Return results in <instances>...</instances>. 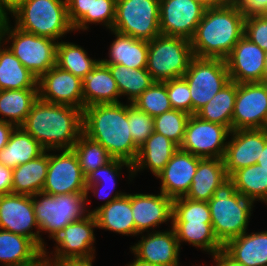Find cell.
<instances>
[{"instance_id":"cell-1","label":"cell","mask_w":267,"mask_h":266,"mask_svg":"<svg viewBox=\"0 0 267 266\" xmlns=\"http://www.w3.org/2000/svg\"><path fill=\"white\" fill-rule=\"evenodd\" d=\"M83 110L38 100L20 126L40 145L52 152L72 149L83 133Z\"/></svg>"},{"instance_id":"cell-2","label":"cell","mask_w":267,"mask_h":266,"mask_svg":"<svg viewBox=\"0 0 267 266\" xmlns=\"http://www.w3.org/2000/svg\"><path fill=\"white\" fill-rule=\"evenodd\" d=\"M83 134L100 143L114 159L133 164L139 147L128 124V104H95L83 109Z\"/></svg>"},{"instance_id":"cell-3","label":"cell","mask_w":267,"mask_h":266,"mask_svg":"<svg viewBox=\"0 0 267 266\" xmlns=\"http://www.w3.org/2000/svg\"><path fill=\"white\" fill-rule=\"evenodd\" d=\"M245 17L237 3L206 8L190 40L194 57L225 60L244 36Z\"/></svg>"},{"instance_id":"cell-4","label":"cell","mask_w":267,"mask_h":266,"mask_svg":"<svg viewBox=\"0 0 267 266\" xmlns=\"http://www.w3.org/2000/svg\"><path fill=\"white\" fill-rule=\"evenodd\" d=\"M254 203L237 192L230 178L214 191L208 206L214 235L222 245L247 232Z\"/></svg>"},{"instance_id":"cell-5","label":"cell","mask_w":267,"mask_h":266,"mask_svg":"<svg viewBox=\"0 0 267 266\" xmlns=\"http://www.w3.org/2000/svg\"><path fill=\"white\" fill-rule=\"evenodd\" d=\"M12 15L18 29L57 42L74 31L68 18L66 0H24Z\"/></svg>"},{"instance_id":"cell-6","label":"cell","mask_w":267,"mask_h":266,"mask_svg":"<svg viewBox=\"0 0 267 266\" xmlns=\"http://www.w3.org/2000/svg\"><path fill=\"white\" fill-rule=\"evenodd\" d=\"M32 204L40 233H48L51 239L90 211L86 208V193L51 195L41 191L32 196Z\"/></svg>"},{"instance_id":"cell-7","label":"cell","mask_w":267,"mask_h":266,"mask_svg":"<svg viewBox=\"0 0 267 266\" xmlns=\"http://www.w3.org/2000/svg\"><path fill=\"white\" fill-rule=\"evenodd\" d=\"M194 58L190 40L158 35L148 41L146 69L155 82L181 78Z\"/></svg>"},{"instance_id":"cell-8","label":"cell","mask_w":267,"mask_h":266,"mask_svg":"<svg viewBox=\"0 0 267 266\" xmlns=\"http://www.w3.org/2000/svg\"><path fill=\"white\" fill-rule=\"evenodd\" d=\"M8 28L0 39L12 43L9 49L37 79L56 65L57 41L45 36L24 32L17 27Z\"/></svg>"},{"instance_id":"cell-9","label":"cell","mask_w":267,"mask_h":266,"mask_svg":"<svg viewBox=\"0 0 267 266\" xmlns=\"http://www.w3.org/2000/svg\"><path fill=\"white\" fill-rule=\"evenodd\" d=\"M159 9L160 0H116L111 31L151 41L161 34Z\"/></svg>"},{"instance_id":"cell-10","label":"cell","mask_w":267,"mask_h":266,"mask_svg":"<svg viewBox=\"0 0 267 266\" xmlns=\"http://www.w3.org/2000/svg\"><path fill=\"white\" fill-rule=\"evenodd\" d=\"M192 99V115L205 106L231 80L223 59L194 57L184 74Z\"/></svg>"},{"instance_id":"cell-11","label":"cell","mask_w":267,"mask_h":266,"mask_svg":"<svg viewBox=\"0 0 267 266\" xmlns=\"http://www.w3.org/2000/svg\"><path fill=\"white\" fill-rule=\"evenodd\" d=\"M97 222L94 214H88L81 220L70 223L53 239L54 257L44 251V258L47 261L61 260H91L95 258V234Z\"/></svg>"},{"instance_id":"cell-12","label":"cell","mask_w":267,"mask_h":266,"mask_svg":"<svg viewBox=\"0 0 267 266\" xmlns=\"http://www.w3.org/2000/svg\"><path fill=\"white\" fill-rule=\"evenodd\" d=\"M230 133L231 130L222 124L190 115L179 149L202 159H223Z\"/></svg>"},{"instance_id":"cell-13","label":"cell","mask_w":267,"mask_h":266,"mask_svg":"<svg viewBox=\"0 0 267 266\" xmlns=\"http://www.w3.org/2000/svg\"><path fill=\"white\" fill-rule=\"evenodd\" d=\"M48 153V169L42 191L51 195L86 193V177L73 149ZM62 151V152H61Z\"/></svg>"},{"instance_id":"cell-14","label":"cell","mask_w":267,"mask_h":266,"mask_svg":"<svg viewBox=\"0 0 267 266\" xmlns=\"http://www.w3.org/2000/svg\"><path fill=\"white\" fill-rule=\"evenodd\" d=\"M0 229L30 238L43 252L47 249L40 235L31 195H0Z\"/></svg>"},{"instance_id":"cell-15","label":"cell","mask_w":267,"mask_h":266,"mask_svg":"<svg viewBox=\"0 0 267 266\" xmlns=\"http://www.w3.org/2000/svg\"><path fill=\"white\" fill-rule=\"evenodd\" d=\"M267 120V81L237 83L232 130L263 129Z\"/></svg>"},{"instance_id":"cell-16","label":"cell","mask_w":267,"mask_h":266,"mask_svg":"<svg viewBox=\"0 0 267 266\" xmlns=\"http://www.w3.org/2000/svg\"><path fill=\"white\" fill-rule=\"evenodd\" d=\"M205 10V6L194 0H160L161 34L191 40Z\"/></svg>"},{"instance_id":"cell-17","label":"cell","mask_w":267,"mask_h":266,"mask_svg":"<svg viewBox=\"0 0 267 266\" xmlns=\"http://www.w3.org/2000/svg\"><path fill=\"white\" fill-rule=\"evenodd\" d=\"M225 62L231 81H267V53L245 36L237 42Z\"/></svg>"},{"instance_id":"cell-18","label":"cell","mask_w":267,"mask_h":266,"mask_svg":"<svg viewBox=\"0 0 267 266\" xmlns=\"http://www.w3.org/2000/svg\"><path fill=\"white\" fill-rule=\"evenodd\" d=\"M37 85L40 100L83 110L82 79L69 71L55 65L38 79Z\"/></svg>"},{"instance_id":"cell-19","label":"cell","mask_w":267,"mask_h":266,"mask_svg":"<svg viewBox=\"0 0 267 266\" xmlns=\"http://www.w3.org/2000/svg\"><path fill=\"white\" fill-rule=\"evenodd\" d=\"M230 141H227L223 157L228 177L235 171L257 164L265 143L267 131L265 129L232 130Z\"/></svg>"},{"instance_id":"cell-20","label":"cell","mask_w":267,"mask_h":266,"mask_svg":"<svg viewBox=\"0 0 267 266\" xmlns=\"http://www.w3.org/2000/svg\"><path fill=\"white\" fill-rule=\"evenodd\" d=\"M140 238L141 240L130 247L134 257L154 265L180 266L181 247L172 226L167 231L155 230Z\"/></svg>"},{"instance_id":"cell-21","label":"cell","mask_w":267,"mask_h":266,"mask_svg":"<svg viewBox=\"0 0 267 266\" xmlns=\"http://www.w3.org/2000/svg\"><path fill=\"white\" fill-rule=\"evenodd\" d=\"M202 158L177 149L172 158L156 176L161 180L160 191L173 199L185 197Z\"/></svg>"},{"instance_id":"cell-22","label":"cell","mask_w":267,"mask_h":266,"mask_svg":"<svg viewBox=\"0 0 267 266\" xmlns=\"http://www.w3.org/2000/svg\"><path fill=\"white\" fill-rule=\"evenodd\" d=\"M172 202L160 191V194L131 193V207L135 222V236L157 226L172 221Z\"/></svg>"},{"instance_id":"cell-23","label":"cell","mask_w":267,"mask_h":266,"mask_svg":"<svg viewBox=\"0 0 267 266\" xmlns=\"http://www.w3.org/2000/svg\"><path fill=\"white\" fill-rule=\"evenodd\" d=\"M83 109L95 104L119 103L120 93L107 65L101 60L82 79Z\"/></svg>"},{"instance_id":"cell-24","label":"cell","mask_w":267,"mask_h":266,"mask_svg":"<svg viewBox=\"0 0 267 266\" xmlns=\"http://www.w3.org/2000/svg\"><path fill=\"white\" fill-rule=\"evenodd\" d=\"M89 214H94L97 228L122 235L135 236V222L132 214L131 194L129 193L104 206L96 207Z\"/></svg>"},{"instance_id":"cell-25","label":"cell","mask_w":267,"mask_h":266,"mask_svg":"<svg viewBox=\"0 0 267 266\" xmlns=\"http://www.w3.org/2000/svg\"><path fill=\"white\" fill-rule=\"evenodd\" d=\"M223 251L244 266H267V231L245 232L227 241Z\"/></svg>"},{"instance_id":"cell-26","label":"cell","mask_w":267,"mask_h":266,"mask_svg":"<svg viewBox=\"0 0 267 266\" xmlns=\"http://www.w3.org/2000/svg\"><path fill=\"white\" fill-rule=\"evenodd\" d=\"M44 252L30 239L0 229V263L2 266H32Z\"/></svg>"},{"instance_id":"cell-27","label":"cell","mask_w":267,"mask_h":266,"mask_svg":"<svg viewBox=\"0 0 267 266\" xmlns=\"http://www.w3.org/2000/svg\"><path fill=\"white\" fill-rule=\"evenodd\" d=\"M179 147L162 134L153 132L139 147L133 174L149 169L155 177L163 170Z\"/></svg>"},{"instance_id":"cell-28","label":"cell","mask_w":267,"mask_h":266,"mask_svg":"<svg viewBox=\"0 0 267 266\" xmlns=\"http://www.w3.org/2000/svg\"><path fill=\"white\" fill-rule=\"evenodd\" d=\"M229 177L221 158H203L199 161L190 190L185 198L208 202L214 191Z\"/></svg>"},{"instance_id":"cell-29","label":"cell","mask_w":267,"mask_h":266,"mask_svg":"<svg viewBox=\"0 0 267 266\" xmlns=\"http://www.w3.org/2000/svg\"><path fill=\"white\" fill-rule=\"evenodd\" d=\"M124 166L129 171V177L134 178L135 176L133 174L132 164L120 159H113L105 166L97 168L95 171H92L86 176V202H88L86 203V205H88L90 202L88 200V194L90 190L95 196L99 197V199H107L101 206H104L109 202L113 201L114 199L126 194L123 192L116 191L115 193H113V196L110 197L116 187V178L119 179V176L121 175V170Z\"/></svg>"},{"instance_id":"cell-30","label":"cell","mask_w":267,"mask_h":266,"mask_svg":"<svg viewBox=\"0 0 267 266\" xmlns=\"http://www.w3.org/2000/svg\"><path fill=\"white\" fill-rule=\"evenodd\" d=\"M116 38L109 48V59H101L104 64H121L127 68H146L148 41L135 39L115 31Z\"/></svg>"},{"instance_id":"cell-31","label":"cell","mask_w":267,"mask_h":266,"mask_svg":"<svg viewBox=\"0 0 267 266\" xmlns=\"http://www.w3.org/2000/svg\"><path fill=\"white\" fill-rule=\"evenodd\" d=\"M45 150L37 158L12 169L13 194L35 195L42 191L48 169V153Z\"/></svg>"},{"instance_id":"cell-32","label":"cell","mask_w":267,"mask_h":266,"mask_svg":"<svg viewBox=\"0 0 267 266\" xmlns=\"http://www.w3.org/2000/svg\"><path fill=\"white\" fill-rule=\"evenodd\" d=\"M45 149L22 127H15L11 133L7 145L0 151V164L15 169L37 158Z\"/></svg>"},{"instance_id":"cell-33","label":"cell","mask_w":267,"mask_h":266,"mask_svg":"<svg viewBox=\"0 0 267 266\" xmlns=\"http://www.w3.org/2000/svg\"><path fill=\"white\" fill-rule=\"evenodd\" d=\"M0 40V90L38 88V79ZM6 47V48H5Z\"/></svg>"},{"instance_id":"cell-34","label":"cell","mask_w":267,"mask_h":266,"mask_svg":"<svg viewBox=\"0 0 267 266\" xmlns=\"http://www.w3.org/2000/svg\"><path fill=\"white\" fill-rule=\"evenodd\" d=\"M38 98V88L0 90V119L21 126Z\"/></svg>"},{"instance_id":"cell-35","label":"cell","mask_w":267,"mask_h":266,"mask_svg":"<svg viewBox=\"0 0 267 266\" xmlns=\"http://www.w3.org/2000/svg\"><path fill=\"white\" fill-rule=\"evenodd\" d=\"M171 225L179 246L181 242H187L211 255L223 250V245L214 235L211 222H171Z\"/></svg>"},{"instance_id":"cell-36","label":"cell","mask_w":267,"mask_h":266,"mask_svg":"<svg viewBox=\"0 0 267 266\" xmlns=\"http://www.w3.org/2000/svg\"><path fill=\"white\" fill-rule=\"evenodd\" d=\"M115 79L120 96H127L128 103H133L155 81L146 68H127L121 64H105Z\"/></svg>"},{"instance_id":"cell-37","label":"cell","mask_w":267,"mask_h":266,"mask_svg":"<svg viewBox=\"0 0 267 266\" xmlns=\"http://www.w3.org/2000/svg\"><path fill=\"white\" fill-rule=\"evenodd\" d=\"M236 95L237 83L230 81L196 115L203 120L222 124L232 131Z\"/></svg>"},{"instance_id":"cell-38","label":"cell","mask_w":267,"mask_h":266,"mask_svg":"<svg viewBox=\"0 0 267 266\" xmlns=\"http://www.w3.org/2000/svg\"><path fill=\"white\" fill-rule=\"evenodd\" d=\"M243 197L267 204V171L254 164L235 171L229 177Z\"/></svg>"},{"instance_id":"cell-39","label":"cell","mask_w":267,"mask_h":266,"mask_svg":"<svg viewBox=\"0 0 267 266\" xmlns=\"http://www.w3.org/2000/svg\"><path fill=\"white\" fill-rule=\"evenodd\" d=\"M99 60L90 58L83 47L71 42H58L56 49V65L63 70L83 79L93 70Z\"/></svg>"},{"instance_id":"cell-40","label":"cell","mask_w":267,"mask_h":266,"mask_svg":"<svg viewBox=\"0 0 267 266\" xmlns=\"http://www.w3.org/2000/svg\"><path fill=\"white\" fill-rule=\"evenodd\" d=\"M72 149L79 159L80 167L85 177L114 159L100 143L90 139L83 133Z\"/></svg>"},{"instance_id":"cell-41","label":"cell","mask_w":267,"mask_h":266,"mask_svg":"<svg viewBox=\"0 0 267 266\" xmlns=\"http://www.w3.org/2000/svg\"><path fill=\"white\" fill-rule=\"evenodd\" d=\"M189 118L188 113L171 109L153 118L154 131L164 135L180 147Z\"/></svg>"},{"instance_id":"cell-42","label":"cell","mask_w":267,"mask_h":266,"mask_svg":"<svg viewBox=\"0 0 267 266\" xmlns=\"http://www.w3.org/2000/svg\"><path fill=\"white\" fill-rule=\"evenodd\" d=\"M132 104L153 118L171 110L166 81L154 82Z\"/></svg>"},{"instance_id":"cell-43","label":"cell","mask_w":267,"mask_h":266,"mask_svg":"<svg viewBox=\"0 0 267 266\" xmlns=\"http://www.w3.org/2000/svg\"><path fill=\"white\" fill-rule=\"evenodd\" d=\"M171 222H211L208 202L185 197L173 199Z\"/></svg>"},{"instance_id":"cell-44","label":"cell","mask_w":267,"mask_h":266,"mask_svg":"<svg viewBox=\"0 0 267 266\" xmlns=\"http://www.w3.org/2000/svg\"><path fill=\"white\" fill-rule=\"evenodd\" d=\"M116 0H94L92 15H84L74 26L73 30L86 31L89 24H103L110 31L115 20Z\"/></svg>"},{"instance_id":"cell-45","label":"cell","mask_w":267,"mask_h":266,"mask_svg":"<svg viewBox=\"0 0 267 266\" xmlns=\"http://www.w3.org/2000/svg\"><path fill=\"white\" fill-rule=\"evenodd\" d=\"M128 124L134 143L140 147L154 132V119L133 104H128Z\"/></svg>"},{"instance_id":"cell-46","label":"cell","mask_w":267,"mask_h":266,"mask_svg":"<svg viewBox=\"0 0 267 266\" xmlns=\"http://www.w3.org/2000/svg\"><path fill=\"white\" fill-rule=\"evenodd\" d=\"M167 93L172 109L192 115V99L187 81L181 77L166 81Z\"/></svg>"},{"instance_id":"cell-47","label":"cell","mask_w":267,"mask_h":266,"mask_svg":"<svg viewBox=\"0 0 267 266\" xmlns=\"http://www.w3.org/2000/svg\"><path fill=\"white\" fill-rule=\"evenodd\" d=\"M244 36L267 53V17L262 14L247 15Z\"/></svg>"},{"instance_id":"cell-48","label":"cell","mask_w":267,"mask_h":266,"mask_svg":"<svg viewBox=\"0 0 267 266\" xmlns=\"http://www.w3.org/2000/svg\"><path fill=\"white\" fill-rule=\"evenodd\" d=\"M94 0H66L68 18L74 26L84 15H92Z\"/></svg>"},{"instance_id":"cell-49","label":"cell","mask_w":267,"mask_h":266,"mask_svg":"<svg viewBox=\"0 0 267 266\" xmlns=\"http://www.w3.org/2000/svg\"><path fill=\"white\" fill-rule=\"evenodd\" d=\"M238 6L244 14H262L267 8V0H237Z\"/></svg>"},{"instance_id":"cell-50","label":"cell","mask_w":267,"mask_h":266,"mask_svg":"<svg viewBox=\"0 0 267 266\" xmlns=\"http://www.w3.org/2000/svg\"><path fill=\"white\" fill-rule=\"evenodd\" d=\"M12 169L0 164V195L11 193Z\"/></svg>"},{"instance_id":"cell-51","label":"cell","mask_w":267,"mask_h":266,"mask_svg":"<svg viewBox=\"0 0 267 266\" xmlns=\"http://www.w3.org/2000/svg\"><path fill=\"white\" fill-rule=\"evenodd\" d=\"M15 127L14 124L0 119V151L7 145L9 137Z\"/></svg>"},{"instance_id":"cell-52","label":"cell","mask_w":267,"mask_h":266,"mask_svg":"<svg viewBox=\"0 0 267 266\" xmlns=\"http://www.w3.org/2000/svg\"><path fill=\"white\" fill-rule=\"evenodd\" d=\"M211 256H213V261L216 262L215 266H244L241 263L234 261L223 250H220Z\"/></svg>"},{"instance_id":"cell-53","label":"cell","mask_w":267,"mask_h":266,"mask_svg":"<svg viewBox=\"0 0 267 266\" xmlns=\"http://www.w3.org/2000/svg\"><path fill=\"white\" fill-rule=\"evenodd\" d=\"M49 266H93L91 260H61V261H47Z\"/></svg>"},{"instance_id":"cell-54","label":"cell","mask_w":267,"mask_h":266,"mask_svg":"<svg viewBox=\"0 0 267 266\" xmlns=\"http://www.w3.org/2000/svg\"><path fill=\"white\" fill-rule=\"evenodd\" d=\"M8 14L10 13L0 4V39L10 24Z\"/></svg>"},{"instance_id":"cell-55","label":"cell","mask_w":267,"mask_h":266,"mask_svg":"<svg viewBox=\"0 0 267 266\" xmlns=\"http://www.w3.org/2000/svg\"><path fill=\"white\" fill-rule=\"evenodd\" d=\"M24 0H0V4L9 12L13 13Z\"/></svg>"},{"instance_id":"cell-56","label":"cell","mask_w":267,"mask_h":266,"mask_svg":"<svg viewBox=\"0 0 267 266\" xmlns=\"http://www.w3.org/2000/svg\"><path fill=\"white\" fill-rule=\"evenodd\" d=\"M257 164L267 171V141L260 157L258 158Z\"/></svg>"},{"instance_id":"cell-57","label":"cell","mask_w":267,"mask_h":266,"mask_svg":"<svg viewBox=\"0 0 267 266\" xmlns=\"http://www.w3.org/2000/svg\"><path fill=\"white\" fill-rule=\"evenodd\" d=\"M216 6H227L237 3V0H211Z\"/></svg>"},{"instance_id":"cell-58","label":"cell","mask_w":267,"mask_h":266,"mask_svg":"<svg viewBox=\"0 0 267 266\" xmlns=\"http://www.w3.org/2000/svg\"><path fill=\"white\" fill-rule=\"evenodd\" d=\"M127 266H160V265H154L151 263L143 262L135 257L134 261L130 264H127Z\"/></svg>"},{"instance_id":"cell-59","label":"cell","mask_w":267,"mask_h":266,"mask_svg":"<svg viewBox=\"0 0 267 266\" xmlns=\"http://www.w3.org/2000/svg\"><path fill=\"white\" fill-rule=\"evenodd\" d=\"M205 6L206 8L215 7L216 5L211 0H194Z\"/></svg>"},{"instance_id":"cell-60","label":"cell","mask_w":267,"mask_h":266,"mask_svg":"<svg viewBox=\"0 0 267 266\" xmlns=\"http://www.w3.org/2000/svg\"><path fill=\"white\" fill-rule=\"evenodd\" d=\"M32 266H49L47 260L43 257L39 262Z\"/></svg>"},{"instance_id":"cell-61","label":"cell","mask_w":267,"mask_h":266,"mask_svg":"<svg viewBox=\"0 0 267 266\" xmlns=\"http://www.w3.org/2000/svg\"><path fill=\"white\" fill-rule=\"evenodd\" d=\"M262 15L267 17V8H266L265 11L262 13Z\"/></svg>"},{"instance_id":"cell-62","label":"cell","mask_w":267,"mask_h":266,"mask_svg":"<svg viewBox=\"0 0 267 266\" xmlns=\"http://www.w3.org/2000/svg\"><path fill=\"white\" fill-rule=\"evenodd\" d=\"M263 129H265L267 131V120H266V122L264 124V128Z\"/></svg>"}]
</instances>
